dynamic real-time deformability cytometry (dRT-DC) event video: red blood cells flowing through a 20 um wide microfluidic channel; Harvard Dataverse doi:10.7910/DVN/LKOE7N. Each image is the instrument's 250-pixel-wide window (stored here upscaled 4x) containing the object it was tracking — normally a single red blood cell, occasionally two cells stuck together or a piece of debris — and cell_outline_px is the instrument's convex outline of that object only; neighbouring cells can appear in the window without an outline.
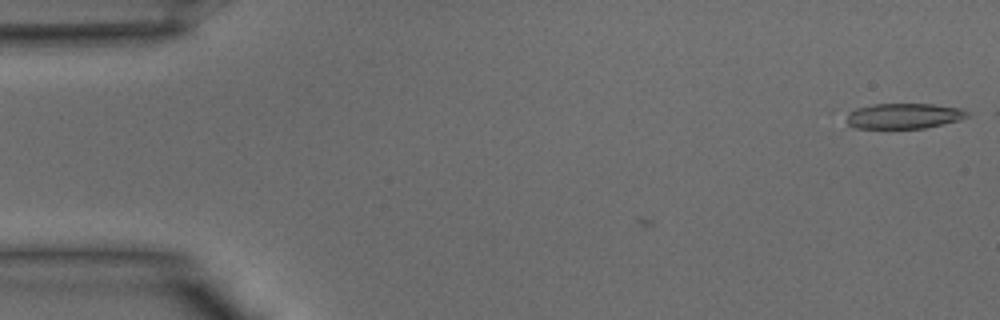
{"species": "common noctule bat (a hibernating species)", "species_latin": "Nyctalus noctula", "temperature_condition": "warm", "stored_images_in_passage": 5, "camera_frame_rate_fps": 3000, "um_per_image_px": 0.085, "animal": {"sex": "male", "body_mass_g": 15.6}, "frame": {"image": 1, "passage_image": 5, "time_ms": 1.333, "image_size_px": [1000, 320], "cell_outline_px": [[972, 116], [960, 120], [924, 128], [856, 128], [848, 124], [848, 112], [856, 108], [872, 104], [932, 104], [964, 108]], "centroid_in_image_um": [76.89, 9.85], "position_along_channel_um": 8.1, "area_um2": 17.98}}